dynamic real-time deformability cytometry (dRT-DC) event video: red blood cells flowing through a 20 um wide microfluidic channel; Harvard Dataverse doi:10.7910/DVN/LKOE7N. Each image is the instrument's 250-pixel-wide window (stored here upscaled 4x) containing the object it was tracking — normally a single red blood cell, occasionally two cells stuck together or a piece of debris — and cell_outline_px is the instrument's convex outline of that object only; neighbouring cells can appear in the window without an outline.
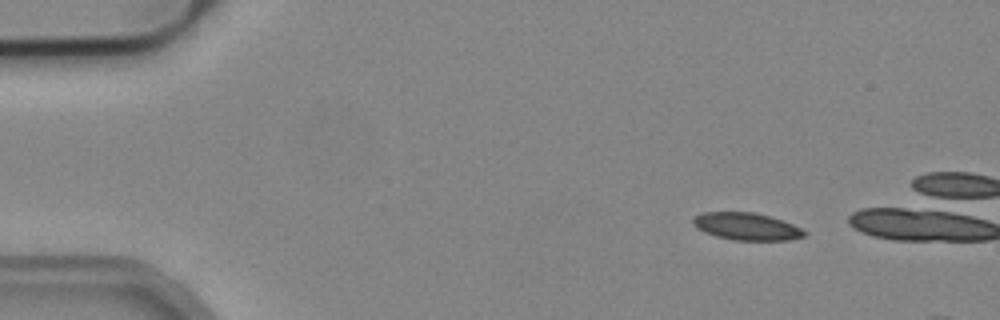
{"species": "common noctule bat (a hibernating species)", "species_latin": "Nyctalus noctula", "temperature_condition": "cold", "stored_images_in_passage": 3, "camera_frame_rate_fps": 3000, "um_per_image_px": 0.085, "animal": {"sex": "male", "body_mass_g": 19.2, "forearm_length_mm": 51.8}, "frame": {"image": 1, "passage_image": 1, "time_ms": 0.0, "image_size_px": [1000, 320], "cell_outline_px": [[808, 232], [804, 236], [788, 240], [732, 240], [716, 236], [704, 232], [696, 228], [692, 224], [692, 220], [696, 216], [704, 212], [752, 212], [768, 216], [792, 224]], "centroid_in_image_um": [63.43, 19.25], "position_along_channel_um": 21.6, "area_um2": 17.57}}